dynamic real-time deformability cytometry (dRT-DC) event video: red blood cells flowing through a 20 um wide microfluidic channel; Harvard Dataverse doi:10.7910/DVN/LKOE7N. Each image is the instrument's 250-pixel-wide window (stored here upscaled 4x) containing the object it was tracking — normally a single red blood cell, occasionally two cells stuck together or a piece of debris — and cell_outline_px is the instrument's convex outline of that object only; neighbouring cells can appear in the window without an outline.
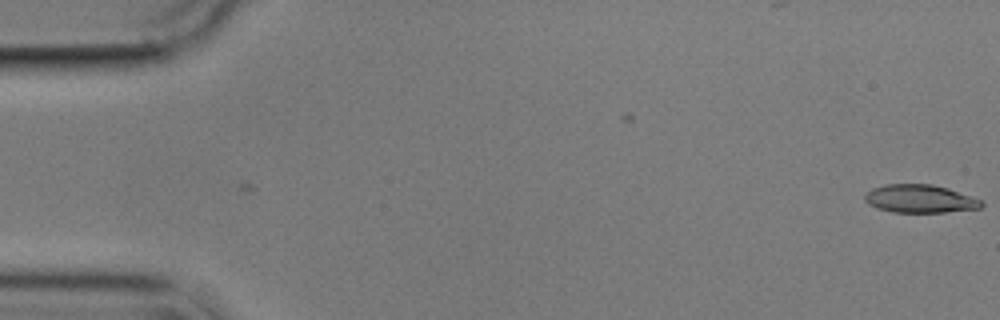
{"species": "common noctule bat (a hibernating species)", "species_latin": "Nyctalus noctula", "temperature_condition": "cold", "stored_images_in_passage": 3, "camera_frame_rate_fps": 3000, "um_per_image_px": 0.085, "animal": {"sex": "male", "body_mass_g": 17.9}, "frame": {"image": 1, "passage_image": 3, "time_ms": 0.667, "image_size_px": [1000, 320], "cell_outline_px": [[984, 204], [980, 208], [944, 212], [892, 212], [876, 208], [868, 204], [864, 200], [864, 196], [872, 188], [884, 184], [932, 184], [948, 188], [984, 200]], "centroid_in_image_um": [78.2, 16.89], "position_along_channel_um": 6.8, "area_um2": 19.25}}